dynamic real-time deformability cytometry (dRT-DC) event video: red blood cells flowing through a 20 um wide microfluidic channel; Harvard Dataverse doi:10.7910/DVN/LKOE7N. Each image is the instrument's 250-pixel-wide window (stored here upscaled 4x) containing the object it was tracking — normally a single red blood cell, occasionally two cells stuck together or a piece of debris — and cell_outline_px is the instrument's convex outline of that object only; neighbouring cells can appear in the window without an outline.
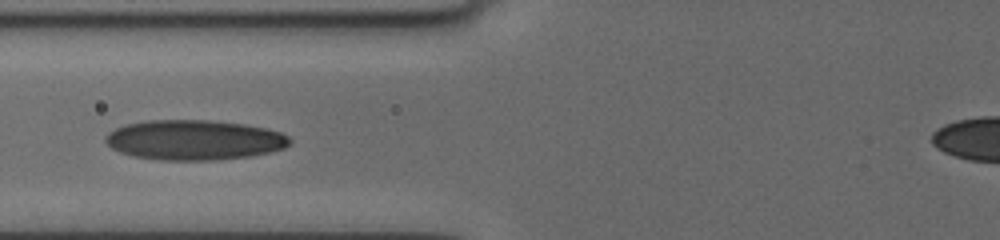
{"species": "human", "species_latin": "Homo sapiens", "temperature_condition": "cold", "stored_images_in_passage": 7, "camera_frame_rate_fps": 3000, "um_per_image_px": 0.085, "donor": {"sex": "female"}, "frame": {"image": 1, "passage_image": 4, "time_ms": 3.333, "image_size_px": [1000, 240], "cell_outline_px": [[292, 140], [284, 148], [252, 156], [212, 160], [160, 160], [132, 156], [120, 152], [112, 148], [104, 140], [104, 136], [108, 132], [116, 128], [128, 124], [148, 120], [208, 120], [244, 124], [264, 128], [280, 132], [288, 136]], "centroid_in_image_um": [16.48, 11.9], "position_along_channel_um": 109.3, "area_um2": 42.89}}
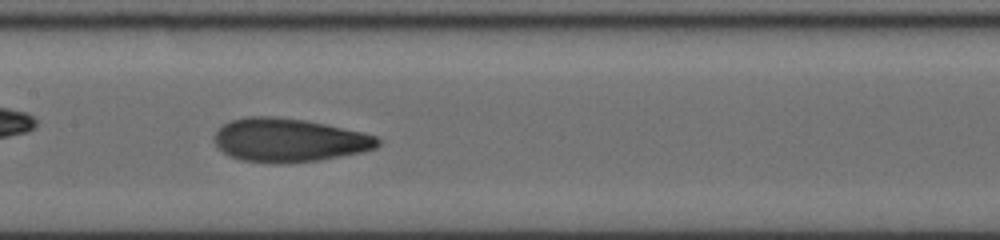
{"frame": {"image": 2, "passage_image": 6, "time_ms": 5.333, "image_size_px": [1000, 240], "cell_outline_px": [[380, 144], [376, 148], [364, 152], [320, 160], [288, 164], [272, 164], [240, 160], [224, 152], [216, 144], [216, 132], [224, 124], [232, 120], [248, 116], [272, 116], [304, 120], [324, 124], [360, 132], [376, 136], [380, 140]], "centroid_in_image_um": [24.59, 11.93], "position_along_channel_um": 182.8, "area_um2": 41.38}}
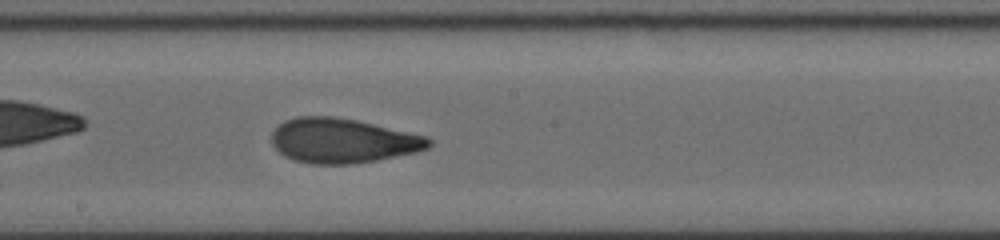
{"frame": {"image": 3, "passage_image": 7, "time_ms": 6.333, "image_size_px": [1000, 240], "cell_outline_px": [[432, 144], [428, 148], [416, 152], [376, 160], [352, 164], [312, 164], [292, 160], [284, 156], [272, 144], [272, 132], [284, 120], [296, 116], [332, 116], [356, 120], [428, 136], [432, 140]], "centroid_in_image_um": [29.12, 11.96], "position_along_channel_um": 219.1, "area_um2": 40.98}}